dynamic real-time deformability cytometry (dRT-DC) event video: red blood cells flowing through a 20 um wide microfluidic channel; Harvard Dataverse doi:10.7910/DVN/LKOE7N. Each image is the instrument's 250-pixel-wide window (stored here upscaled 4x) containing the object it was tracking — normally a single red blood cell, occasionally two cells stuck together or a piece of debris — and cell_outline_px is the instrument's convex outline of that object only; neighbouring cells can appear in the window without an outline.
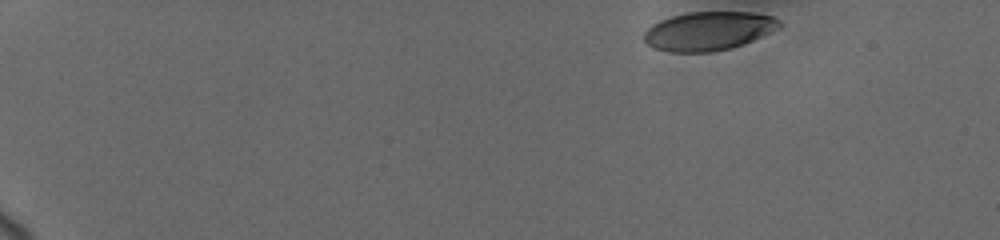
{"species": "human", "species_latin": "Homo sapiens", "temperature_condition": "cold", "stored_images_in_passage": 7, "camera_frame_rate_fps": 3000, "um_per_image_px": 0.085, "donor": {"sex": "female"}, "frame": {"image": 1, "passage_image": 1, "time_ms": 0.0, "image_size_px": [1000, 240], "cell_outline_px": [[784, 24], [780, 28], [772, 32], [744, 44], [712, 52], [668, 52], [652, 48], [644, 40], [644, 32], [652, 24], [660, 20], [672, 16], [688, 12], [752, 12], [772, 16], [780, 20]], "centroid_in_image_um": [60.24, 2.63], "position_along_channel_um": 24.8, "area_um2": 30.81}}
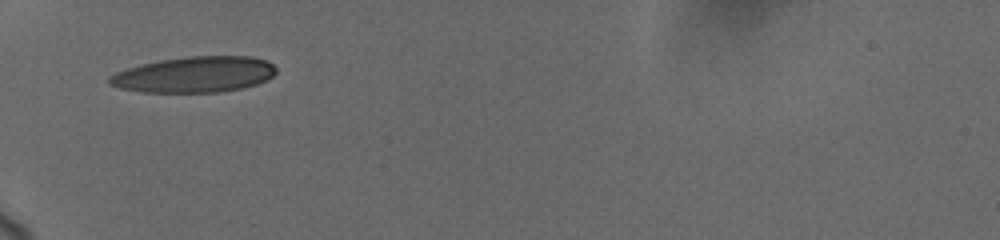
{"frame": {"image": 2, "passage_image": 6, "time_ms": 4.667, "image_size_px": [1000, 240], "cell_outline_px": [[276, 72], [268, 80], [256, 84], [240, 88], [216, 92], [144, 92], [120, 88], [108, 84], [108, 76], [116, 72], [140, 64], [160, 60], [188, 56], [252, 56], [268, 60], [276, 68]], "centroid_in_image_um": [16.53, 6.32], "position_along_channel_um": 68.5, "area_um2": 34.91}}